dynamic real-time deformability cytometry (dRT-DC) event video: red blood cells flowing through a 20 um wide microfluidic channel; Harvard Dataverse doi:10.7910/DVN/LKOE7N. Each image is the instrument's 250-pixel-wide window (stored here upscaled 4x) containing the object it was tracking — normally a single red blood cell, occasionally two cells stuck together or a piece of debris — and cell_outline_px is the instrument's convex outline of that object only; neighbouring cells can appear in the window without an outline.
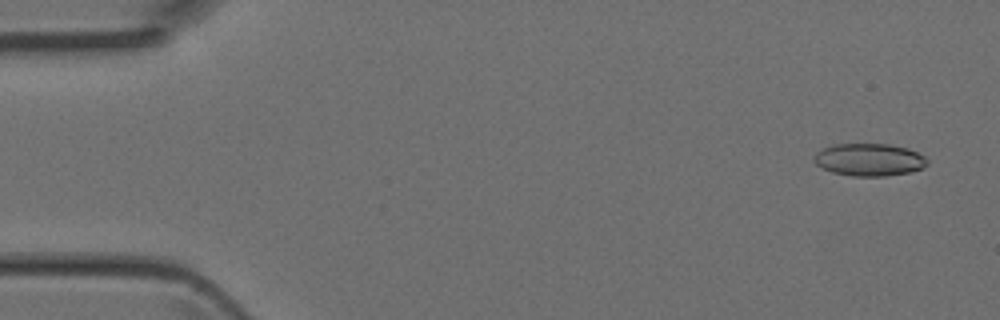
{"species": "Egyptian fruit bat (a non-hibernating species)", "species_latin": "Rousettus aegyptiacus", "temperature_condition": "room temperature", "stored_images_in_passage": 4, "camera_frame_rate_fps": 3000, "um_per_image_px": 0.085, "animal": {"sex": "female"}, "frame": {"image": 1, "passage_image": 1, "time_ms": 0.0, "image_size_px": [1000, 320], "cell_outline_px": [[928, 164], [920, 168], [908, 172], [884, 176], [852, 176], [832, 172], [816, 164], [812, 160], [816, 152], [832, 144], [892, 144], [908, 148], [924, 156], [928, 160]], "centroid_in_image_um": [73.86, 13.56], "position_along_channel_um": 11.1, "area_um2": 21.39}}
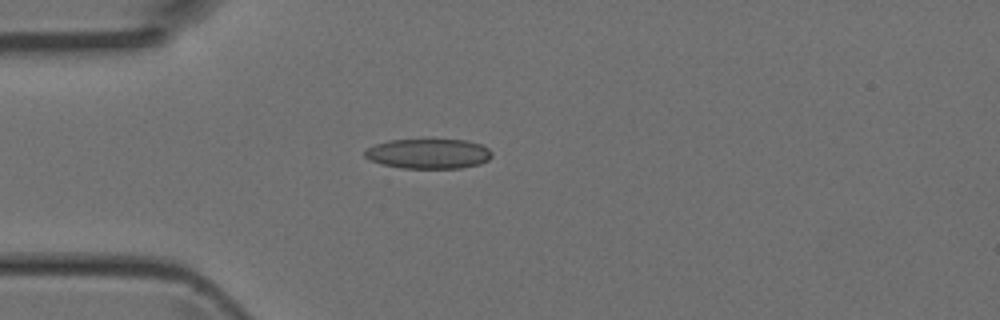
{"frame": {"image": 2, "passage_image": 4, "time_ms": 1.0, "image_size_px": [1000, 320], "cell_outline_px": [[492, 156], [488, 160], [480, 164], [460, 168], [400, 168], [380, 164], [364, 156], [364, 152], [368, 148], [376, 144], [388, 140], [468, 140], [480, 144], [488, 148], [492, 152]], "centroid_in_image_um": [36.44, 13.07], "position_along_channel_um": 48.6, "area_um2": 22.14}}